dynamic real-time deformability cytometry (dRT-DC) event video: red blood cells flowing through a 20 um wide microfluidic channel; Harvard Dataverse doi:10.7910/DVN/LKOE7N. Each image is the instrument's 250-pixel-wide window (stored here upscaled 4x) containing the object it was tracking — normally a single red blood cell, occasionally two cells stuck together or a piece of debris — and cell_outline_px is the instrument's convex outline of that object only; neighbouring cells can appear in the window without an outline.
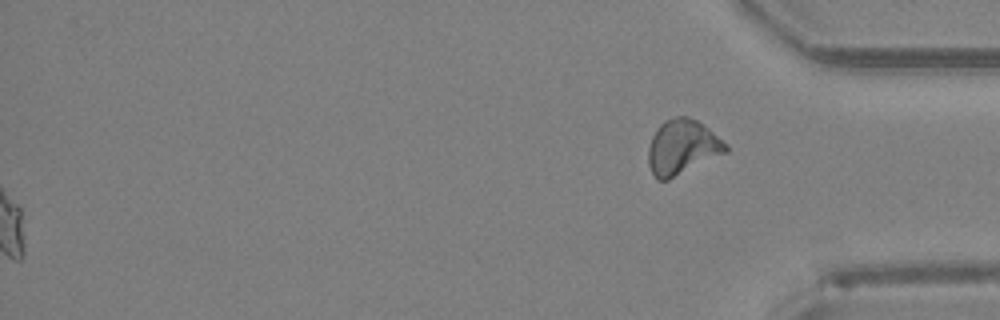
{"species": "Egyptian fruit bat (a non-hibernating species)", "species_latin": "Rousettus aegyptiacus", "temperature_condition": "room temperature", "stored_images_in_passage": 43, "segment_of_instrument_passage": [2, 2], "camera_frame_rate_fps": 3000, "um_per_image_px": 0.085, "animal": {"sex": "female"}, "frame": {"image": 1, "passage_image": 43, "time_ms": 14.0, "image_size_px": [1000, 320], "cell_outline_px": [[728, 152], [668, 180], [656, 180], [648, 164], [648, 148], [652, 136], [656, 128], [664, 120], [676, 116], [688, 116], [696, 120], [708, 128], [728, 144]], "centroid_in_image_um": [57.99, 12.51], "position_along_channel_um": 377.2, "area_um2": 24.91}}